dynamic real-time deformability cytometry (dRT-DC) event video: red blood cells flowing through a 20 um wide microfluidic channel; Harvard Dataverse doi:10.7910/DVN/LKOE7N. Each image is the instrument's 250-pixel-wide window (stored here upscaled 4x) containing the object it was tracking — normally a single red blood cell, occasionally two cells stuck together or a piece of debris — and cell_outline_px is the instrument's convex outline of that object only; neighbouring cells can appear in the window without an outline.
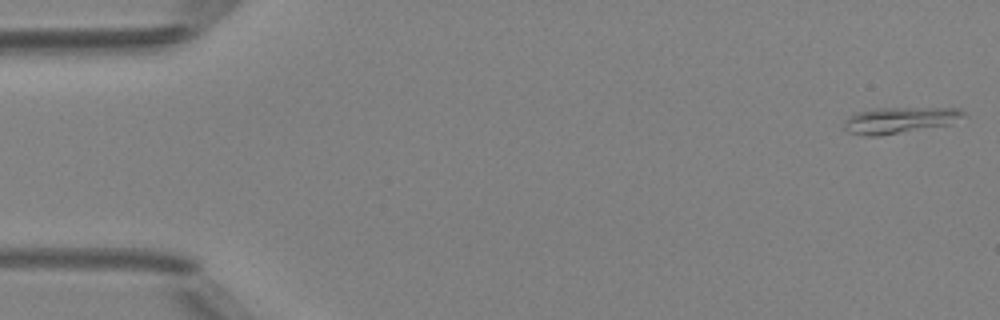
{"species": "Egyptian fruit bat (a non-hibernating species)", "species_latin": "Rousettus aegyptiacus", "temperature_condition": "room temperature", "stored_images_in_passage": 49, "camera_frame_rate_fps": 3000, "um_per_image_px": 0.085, "animal": {"sex": "female"}, "frame": {"image": 1, "passage_image": 1, "time_ms": 0.0, "image_size_px": [1000, 320], "cell_outline_px": [[968, 116], [948, 124], [880, 136], [864, 136], [848, 132], [844, 128], [844, 120], [848, 116], [856, 112], [872, 108], [960, 108]], "centroid_in_image_um": [76.44, 10.2], "position_along_channel_um": 8.6, "area_um2": 18.32}}
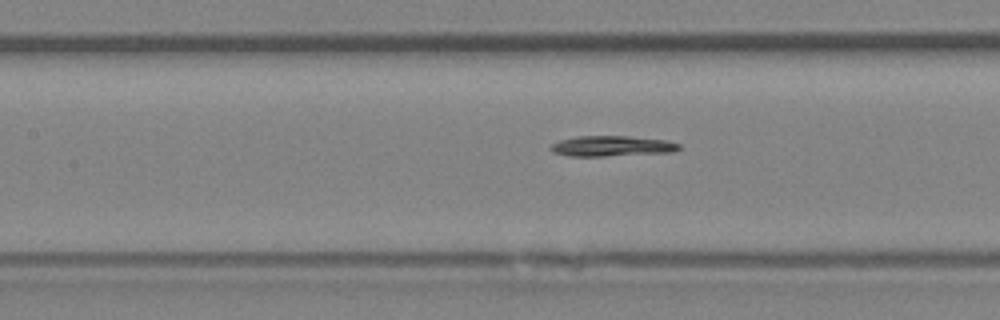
{"frame": {"image": 2, "passage_image": 22, "time_ms": 7.0, "image_size_px": [1000, 320], "cell_outline_px": [[680, 148], [672, 152], [604, 156], [568, 156], [552, 152], [548, 148], [552, 144], [560, 140], [576, 136], [628, 136], [664, 140], [680, 144]], "centroid_in_image_um": [51.95, 12.42], "position_along_channel_um": 155.4, "area_um2": 15.26}}
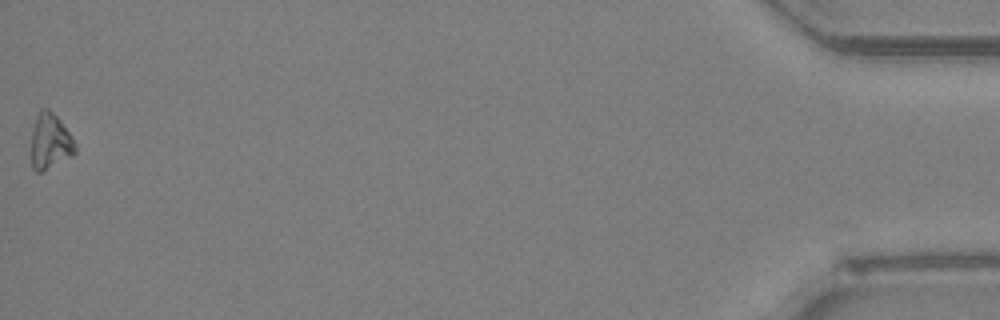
{"frame": {"image": 3, "passage_image": 49, "time_ms": 16.0, "image_size_px": [1000, 320], "cell_outline_px": [[76, 152], [72, 156], [40, 172], [36, 172], [32, 168], [32, 132], [36, 116], [40, 108], [48, 108], [60, 120], [72, 136], [76, 148]], "centroid_in_image_um": [4.26, 12.01], "position_along_channel_um": 430.9, "area_um2": 14.1}, "authors_computed_cell_mechanics": {"area_um2": 15.2014, "velocity_mm_per_s": 4.1849, "shape_relaxation_time_tau1_ms": 3.144, "shape_relaxation_time_tau2_ms": 3.4455, "deformation_change_tau1": 0.1565, "deformation_change_tau2": 0.1012}}